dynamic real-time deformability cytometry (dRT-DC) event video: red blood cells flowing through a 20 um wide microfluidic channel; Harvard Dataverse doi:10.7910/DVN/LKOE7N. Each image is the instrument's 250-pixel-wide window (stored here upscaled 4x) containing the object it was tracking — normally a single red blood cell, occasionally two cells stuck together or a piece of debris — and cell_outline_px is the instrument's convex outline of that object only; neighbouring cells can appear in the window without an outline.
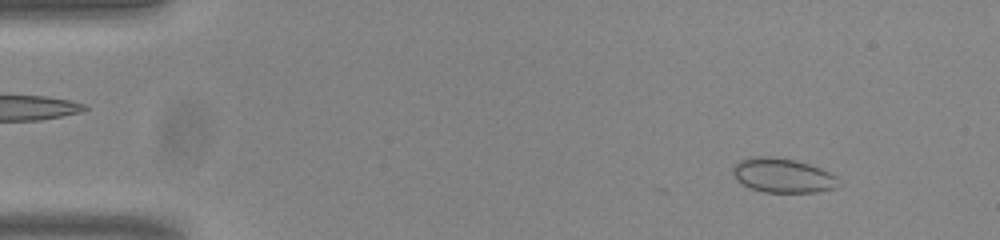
{"species": "common noctule bat (a hibernating species)", "species_latin": "Nyctalus noctula", "temperature_condition": "room temperature", "stored_images_in_passage": 14, "camera_frame_rate_fps": 3000, "um_per_image_px": 0.085, "animal": {"sex": "male", "body_mass_g": 20.0, "forearm_length_mm": 53.3}, "frame": {"image": 1, "passage_image": 5, "time_ms": 1.333, "image_size_px": [1000, 240], "cell_outline_px": [[840, 184], [836, 188], [816, 192], [764, 192], [752, 188], [736, 180], [732, 172], [732, 168], [740, 160], [756, 156], [772, 156], [796, 160], [820, 168], [836, 176]], "centroid_in_image_um": [66.53, 14.91], "position_along_channel_um": 18.5, "area_um2": 21.1}}